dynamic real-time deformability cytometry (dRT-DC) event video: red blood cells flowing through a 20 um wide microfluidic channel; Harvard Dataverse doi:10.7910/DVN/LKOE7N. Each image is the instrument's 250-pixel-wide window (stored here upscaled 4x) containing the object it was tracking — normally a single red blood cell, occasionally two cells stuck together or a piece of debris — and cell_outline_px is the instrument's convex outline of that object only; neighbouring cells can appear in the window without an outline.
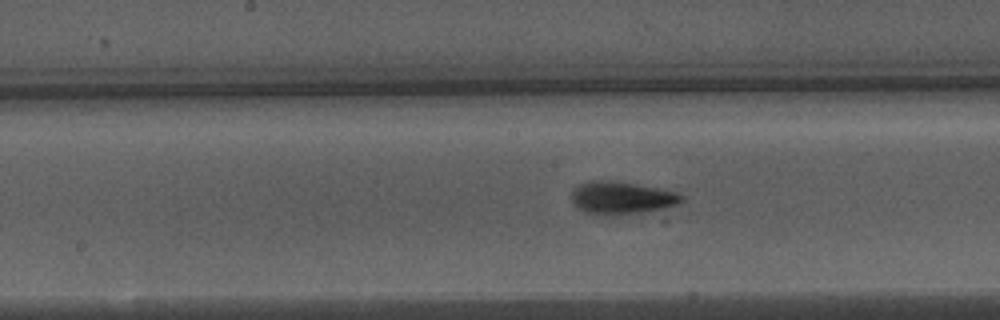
{"species": "Egyptian fruit bat (a non-hibernating species)", "species_latin": "Rousettus aegyptiacus", "temperature_condition": "warm", "stored_images_in_passage": 22, "camera_frame_rate_fps": 3000, "um_per_image_px": 0.085, "animal": {"sex": "male"}, "frame": {"image": 1, "passage_image": 7, "time_ms": 2.0, "image_size_px": [1000, 320], "cell_outline_px": [[684, 200], [680, 204], [640, 212], [616, 216], [600, 216], [584, 212], [572, 204], [572, 188], [588, 180], [608, 180], [636, 184], [676, 192], [684, 196]], "centroid_in_image_um": [52.77, 16.83], "position_along_channel_um": 195.4, "area_um2": 21.15}}